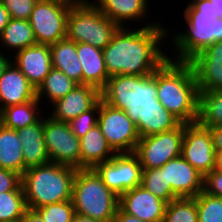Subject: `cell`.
<instances>
[{
  "mask_svg": "<svg viewBox=\"0 0 222 222\" xmlns=\"http://www.w3.org/2000/svg\"><path fill=\"white\" fill-rule=\"evenodd\" d=\"M101 100L125 111L140 138L173 130L181 124L157 100V70L144 76L110 77L101 90Z\"/></svg>",
  "mask_w": 222,
  "mask_h": 222,
  "instance_id": "obj_1",
  "label": "cell"
},
{
  "mask_svg": "<svg viewBox=\"0 0 222 222\" xmlns=\"http://www.w3.org/2000/svg\"><path fill=\"white\" fill-rule=\"evenodd\" d=\"M166 26L120 27L103 49L108 76L153 74L168 59Z\"/></svg>",
  "mask_w": 222,
  "mask_h": 222,
  "instance_id": "obj_2",
  "label": "cell"
},
{
  "mask_svg": "<svg viewBox=\"0 0 222 222\" xmlns=\"http://www.w3.org/2000/svg\"><path fill=\"white\" fill-rule=\"evenodd\" d=\"M186 4L185 9H181L185 28L183 24L179 25L182 28L167 27L168 59L178 62H189L209 45L222 41V20L212 3L209 0H190Z\"/></svg>",
  "mask_w": 222,
  "mask_h": 222,
  "instance_id": "obj_3",
  "label": "cell"
},
{
  "mask_svg": "<svg viewBox=\"0 0 222 222\" xmlns=\"http://www.w3.org/2000/svg\"><path fill=\"white\" fill-rule=\"evenodd\" d=\"M157 100L181 123L197 122L199 91L189 62L167 59L157 69Z\"/></svg>",
  "mask_w": 222,
  "mask_h": 222,
  "instance_id": "obj_4",
  "label": "cell"
},
{
  "mask_svg": "<svg viewBox=\"0 0 222 222\" xmlns=\"http://www.w3.org/2000/svg\"><path fill=\"white\" fill-rule=\"evenodd\" d=\"M77 169L49 162L25 170L21 176L25 203L29 209L71 200Z\"/></svg>",
  "mask_w": 222,
  "mask_h": 222,
  "instance_id": "obj_5",
  "label": "cell"
},
{
  "mask_svg": "<svg viewBox=\"0 0 222 222\" xmlns=\"http://www.w3.org/2000/svg\"><path fill=\"white\" fill-rule=\"evenodd\" d=\"M71 202L79 215L114 222L119 196L102 182L93 168L78 169L73 179Z\"/></svg>",
  "mask_w": 222,
  "mask_h": 222,
  "instance_id": "obj_6",
  "label": "cell"
},
{
  "mask_svg": "<svg viewBox=\"0 0 222 222\" xmlns=\"http://www.w3.org/2000/svg\"><path fill=\"white\" fill-rule=\"evenodd\" d=\"M120 26L105 16L90 0L71 6L67 17L66 38L104 49Z\"/></svg>",
  "mask_w": 222,
  "mask_h": 222,
  "instance_id": "obj_7",
  "label": "cell"
},
{
  "mask_svg": "<svg viewBox=\"0 0 222 222\" xmlns=\"http://www.w3.org/2000/svg\"><path fill=\"white\" fill-rule=\"evenodd\" d=\"M97 125L116 154L134 153L140 137L135 123L125 111L100 100Z\"/></svg>",
  "mask_w": 222,
  "mask_h": 222,
  "instance_id": "obj_8",
  "label": "cell"
},
{
  "mask_svg": "<svg viewBox=\"0 0 222 222\" xmlns=\"http://www.w3.org/2000/svg\"><path fill=\"white\" fill-rule=\"evenodd\" d=\"M184 124L173 130L139 139L134 154L139 158L142 170L161 168L166 162L181 156Z\"/></svg>",
  "mask_w": 222,
  "mask_h": 222,
  "instance_id": "obj_9",
  "label": "cell"
},
{
  "mask_svg": "<svg viewBox=\"0 0 222 222\" xmlns=\"http://www.w3.org/2000/svg\"><path fill=\"white\" fill-rule=\"evenodd\" d=\"M70 6L48 0H38L29 18L37 44L52 45L66 38Z\"/></svg>",
  "mask_w": 222,
  "mask_h": 222,
  "instance_id": "obj_10",
  "label": "cell"
},
{
  "mask_svg": "<svg viewBox=\"0 0 222 222\" xmlns=\"http://www.w3.org/2000/svg\"><path fill=\"white\" fill-rule=\"evenodd\" d=\"M44 141L50 162L81 169L80 139L69 123L44 115Z\"/></svg>",
  "mask_w": 222,
  "mask_h": 222,
  "instance_id": "obj_11",
  "label": "cell"
},
{
  "mask_svg": "<svg viewBox=\"0 0 222 222\" xmlns=\"http://www.w3.org/2000/svg\"><path fill=\"white\" fill-rule=\"evenodd\" d=\"M117 196L141 185L142 166L134 153L115 154L93 168Z\"/></svg>",
  "mask_w": 222,
  "mask_h": 222,
  "instance_id": "obj_12",
  "label": "cell"
},
{
  "mask_svg": "<svg viewBox=\"0 0 222 222\" xmlns=\"http://www.w3.org/2000/svg\"><path fill=\"white\" fill-rule=\"evenodd\" d=\"M181 156L204 177L215 168L216 151L208 127L184 124Z\"/></svg>",
  "mask_w": 222,
  "mask_h": 222,
  "instance_id": "obj_13",
  "label": "cell"
},
{
  "mask_svg": "<svg viewBox=\"0 0 222 222\" xmlns=\"http://www.w3.org/2000/svg\"><path fill=\"white\" fill-rule=\"evenodd\" d=\"M91 1L105 16H107L113 22L117 23L120 27H150L157 25L160 22V19H158L159 17H157L158 21L152 18L154 15L151 14L150 10H152L153 8H151L149 4H156H154V2L150 3L151 0ZM133 23H136V25H134Z\"/></svg>",
  "mask_w": 222,
  "mask_h": 222,
  "instance_id": "obj_14",
  "label": "cell"
},
{
  "mask_svg": "<svg viewBox=\"0 0 222 222\" xmlns=\"http://www.w3.org/2000/svg\"><path fill=\"white\" fill-rule=\"evenodd\" d=\"M100 100L101 91L98 88L78 84L65 97L56 100L45 111H50L46 115L52 119L68 123L83 112L93 108Z\"/></svg>",
  "mask_w": 222,
  "mask_h": 222,
  "instance_id": "obj_15",
  "label": "cell"
},
{
  "mask_svg": "<svg viewBox=\"0 0 222 222\" xmlns=\"http://www.w3.org/2000/svg\"><path fill=\"white\" fill-rule=\"evenodd\" d=\"M161 168H165L166 184L171 185L177 198H193L204 190V176L182 156L169 160Z\"/></svg>",
  "mask_w": 222,
  "mask_h": 222,
  "instance_id": "obj_16",
  "label": "cell"
},
{
  "mask_svg": "<svg viewBox=\"0 0 222 222\" xmlns=\"http://www.w3.org/2000/svg\"><path fill=\"white\" fill-rule=\"evenodd\" d=\"M167 204L139 185L119 196L118 207L144 222H163Z\"/></svg>",
  "mask_w": 222,
  "mask_h": 222,
  "instance_id": "obj_17",
  "label": "cell"
},
{
  "mask_svg": "<svg viewBox=\"0 0 222 222\" xmlns=\"http://www.w3.org/2000/svg\"><path fill=\"white\" fill-rule=\"evenodd\" d=\"M189 63L194 70L199 93L222 89V41L209 45Z\"/></svg>",
  "mask_w": 222,
  "mask_h": 222,
  "instance_id": "obj_18",
  "label": "cell"
},
{
  "mask_svg": "<svg viewBox=\"0 0 222 222\" xmlns=\"http://www.w3.org/2000/svg\"><path fill=\"white\" fill-rule=\"evenodd\" d=\"M12 62L36 88L44 82L52 67L51 48L49 45L35 44L19 50L12 56Z\"/></svg>",
  "mask_w": 222,
  "mask_h": 222,
  "instance_id": "obj_19",
  "label": "cell"
},
{
  "mask_svg": "<svg viewBox=\"0 0 222 222\" xmlns=\"http://www.w3.org/2000/svg\"><path fill=\"white\" fill-rule=\"evenodd\" d=\"M37 99L36 88L11 62L0 78V110Z\"/></svg>",
  "mask_w": 222,
  "mask_h": 222,
  "instance_id": "obj_20",
  "label": "cell"
},
{
  "mask_svg": "<svg viewBox=\"0 0 222 222\" xmlns=\"http://www.w3.org/2000/svg\"><path fill=\"white\" fill-rule=\"evenodd\" d=\"M16 131L22 146L24 172L50 162L44 141V116L37 123Z\"/></svg>",
  "mask_w": 222,
  "mask_h": 222,
  "instance_id": "obj_21",
  "label": "cell"
},
{
  "mask_svg": "<svg viewBox=\"0 0 222 222\" xmlns=\"http://www.w3.org/2000/svg\"><path fill=\"white\" fill-rule=\"evenodd\" d=\"M77 54L82 65V84L94 86L101 91L110 78L105 67L103 50L90 44L77 43Z\"/></svg>",
  "mask_w": 222,
  "mask_h": 222,
  "instance_id": "obj_22",
  "label": "cell"
},
{
  "mask_svg": "<svg viewBox=\"0 0 222 222\" xmlns=\"http://www.w3.org/2000/svg\"><path fill=\"white\" fill-rule=\"evenodd\" d=\"M80 139L81 169H91L111 159L116 153L107 143L98 125Z\"/></svg>",
  "mask_w": 222,
  "mask_h": 222,
  "instance_id": "obj_23",
  "label": "cell"
},
{
  "mask_svg": "<svg viewBox=\"0 0 222 222\" xmlns=\"http://www.w3.org/2000/svg\"><path fill=\"white\" fill-rule=\"evenodd\" d=\"M38 99L0 110V124L11 130H19L37 123L46 113Z\"/></svg>",
  "mask_w": 222,
  "mask_h": 222,
  "instance_id": "obj_24",
  "label": "cell"
},
{
  "mask_svg": "<svg viewBox=\"0 0 222 222\" xmlns=\"http://www.w3.org/2000/svg\"><path fill=\"white\" fill-rule=\"evenodd\" d=\"M52 67L82 84V65L77 54V43L67 38L50 45Z\"/></svg>",
  "mask_w": 222,
  "mask_h": 222,
  "instance_id": "obj_25",
  "label": "cell"
},
{
  "mask_svg": "<svg viewBox=\"0 0 222 222\" xmlns=\"http://www.w3.org/2000/svg\"><path fill=\"white\" fill-rule=\"evenodd\" d=\"M35 44L37 42L29 20L11 18L0 35V51L11 56Z\"/></svg>",
  "mask_w": 222,
  "mask_h": 222,
  "instance_id": "obj_26",
  "label": "cell"
},
{
  "mask_svg": "<svg viewBox=\"0 0 222 222\" xmlns=\"http://www.w3.org/2000/svg\"><path fill=\"white\" fill-rule=\"evenodd\" d=\"M0 167L21 175L24 173V161L21 141L16 130L0 124Z\"/></svg>",
  "mask_w": 222,
  "mask_h": 222,
  "instance_id": "obj_27",
  "label": "cell"
},
{
  "mask_svg": "<svg viewBox=\"0 0 222 222\" xmlns=\"http://www.w3.org/2000/svg\"><path fill=\"white\" fill-rule=\"evenodd\" d=\"M77 85V82L69 78L62 71L52 68L50 73L45 77L44 82L37 89V99L41 104L44 102V108L49 107L56 100L65 97Z\"/></svg>",
  "mask_w": 222,
  "mask_h": 222,
  "instance_id": "obj_28",
  "label": "cell"
},
{
  "mask_svg": "<svg viewBox=\"0 0 222 222\" xmlns=\"http://www.w3.org/2000/svg\"><path fill=\"white\" fill-rule=\"evenodd\" d=\"M197 122L204 127L222 126V89L199 93Z\"/></svg>",
  "mask_w": 222,
  "mask_h": 222,
  "instance_id": "obj_29",
  "label": "cell"
},
{
  "mask_svg": "<svg viewBox=\"0 0 222 222\" xmlns=\"http://www.w3.org/2000/svg\"><path fill=\"white\" fill-rule=\"evenodd\" d=\"M141 186L154 196L169 203L177 199L170 184H166L165 168H151L142 171Z\"/></svg>",
  "mask_w": 222,
  "mask_h": 222,
  "instance_id": "obj_30",
  "label": "cell"
},
{
  "mask_svg": "<svg viewBox=\"0 0 222 222\" xmlns=\"http://www.w3.org/2000/svg\"><path fill=\"white\" fill-rule=\"evenodd\" d=\"M26 209L24 191L0 193V222L20 220Z\"/></svg>",
  "mask_w": 222,
  "mask_h": 222,
  "instance_id": "obj_31",
  "label": "cell"
},
{
  "mask_svg": "<svg viewBox=\"0 0 222 222\" xmlns=\"http://www.w3.org/2000/svg\"><path fill=\"white\" fill-rule=\"evenodd\" d=\"M163 222H198L196 197L177 198L169 202Z\"/></svg>",
  "mask_w": 222,
  "mask_h": 222,
  "instance_id": "obj_32",
  "label": "cell"
},
{
  "mask_svg": "<svg viewBox=\"0 0 222 222\" xmlns=\"http://www.w3.org/2000/svg\"><path fill=\"white\" fill-rule=\"evenodd\" d=\"M198 222H222V198L204 190L196 196Z\"/></svg>",
  "mask_w": 222,
  "mask_h": 222,
  "instance_id": "obj_33",
  "label": "cell"
},
{
  "mask_svg": "<svg viewBox=\"0 0 222 222\" xmlns=\"http://www.w3.org/2000/svg\"><path fill=\"white\" fill-rule=\"evenodd\" d=\"M35 210L44 222H71L75 215L71 200L47 204Z\"/></svg>",
  "mask_w": 222,
  "mask_h": 222,
  "instance_id": "obj_34",
  "label": "cell"
},
{
  "mask_svg": "<svg viewBox=\"0 0 222 222\" xmlns=\"http://www.w3.org/2000/svg\"><path fill=\"white\" fill-rule=\"evenodd\" d=\"M99 109L100 101L93 108L83 112L68 122L71 130L77 136V138L85 136L91 128L97 125Z\"/></svg>",
  "mask_w": 222,
  "mask_h": 222,
  "instance_id": "obj_35",
  "label": "cell"
},
{
  "mask_svg": "<svg viewBox=\"0 0 222 222\" xmlns=\"http://www.w3.org/2000/svg\"><path fill=\"white\" fill-rule=\"evenodd\" d=\"M38 0H0L8 10L10 18L29 20Z\"/></svg>",
  "mask_w": 222,
  "mask_h": 222,
  "instance_id": "obj_36",
  "label": "cell"
},
{
  "mask_svg": "<svg viewBox=\"0 0 222 222\" xmlns=\"http://www.w3.org/2000/svg\"><path fill=\"white\" fill-rule=\"evenodd\" d=\"M8 191H23L21 175L0 167V193Z\"/></svg>",
  "mask_w": 222,
  "mask_h": 222,
  "instance_id": "obj_37",
  "label": "cell"
},
{
  "mask_svg": "<svg viewBox=\"0 0 222 222\" xmlns=\"http://www.w3.org/2000/svg\"><path fill=\"white\" fill-rule=\"evenodd\" d=\"M204 191L222 198V171L213 169L204 177Z\"/></svg>",
  "mask_w": 222,
  "mask_h": 222,
  "instance_id": "obj_38",
  "label": "cell"
},
{
  "mask_svg": "<svg viewBox=\"0 0 222 222\" xmlns=\"http://www.w3.org/2000/svg\"><path fill=\"white\" fill-rule=\"evenodd\" d=\"M213 139L214 150L222 151V126L208 127Z\"/></svg>",
  "mask_w": 222,
  "mask_h": 222,
  "instance_id": "obj_39",
  "label": "cell"
},
{
  "mask_svg": "<svg viewBox=\"0 0 222 222\" xmlns=\"http://www.w3.org/2000/svg\"><path fill=\"white\" fill-rule=\"evenodd\" d=\"M114 222H144V221L138 219L135 216L128 215L118 207L115 214Z\"/></svg>",
  "mask_w": 222,
  "mask_h": 222,
  "instance_id": "obj_40",
  "label": "cell"
},
{
  "mask_svg": "<svg viewBox=\"0 0 222 222\" xmlns=\"http://www.w3.org/2000/svg\"><path fill=\"white\" fill-rule=\"evenodd\" d=\"M22 222H44L40 214L34 210L27 208L24 212Z\"/></svg>",
  "mask_w": 222,
  "mask_h": 222,
  "instance_id": "obj_41",
  "label": "cell"
},
{
  "mask_svg": "<svg viewBox=\"0 0 222 222\" xmlns=\"http://www.w3.org/2000/svg\"><path fill=\"white\" fill-rule=\"evenodd\" d=\"M10 14L4 5L0 2V35L3 32V29L6 27L10 21Z\"/></svg>",
  "mask_w": 222,
  "mask_h": 222,
  "instance_id": "obj_42",
  "label": "cell"
},
{
  "mask_svg": "<svg viewBox=\"0 0 222 222\" xmlns=\"http://www.w3.org/2000/svg\"><path fill=\"white\" fill-rule=\"evenodd\" d=\"M11 62H12V56L0 51V78L3 75L5 69L8 67V65Z\"/></svg>",
  "mask_w": 222,
  "mask_h": 222,
  "instance_id": "obj_43",
  "label": "cell"
},
{
  "mask_svg": "<svg viewBox=\"0 0 222 222\" xmlns=\"http://www.w3.org/2000/svg\"><path fill=\"white\" fill-rule=\"evenodd\" d=\"M71 222H100V221L75 213Z\"/></svg>",
  "mask_w": 222,
  "mask_h": 222,
  "instance_id": "obj_44",
  "label": "cell"
},
{
  "mask_svg": "<svg viewBox=\"0 0 222 222\" xmlns=\"http://www.w3.org/2000/svg\"><path fill=\"white\" fill-rule=\"evenodd\" d=\"M218 13V18L222 17V0H209Z\"/></svg>",
  "mask_w": 222,
  "mask_h": 222,
  "instance_id": "obj_45",
  "label": "cell"
},
{
  "mask_svg": "<svg viewBox=\"0 0 222 222\" xmlns=\"http://www.w3.org/2000/svg\"><path fill=\"white\" fill-rule=\"evenodd\" d=\"M215 170L222 171V151L216 152Z\"/></svg>",
  "mask_w": 222,
  "mask_h": 222,
  "instance_id": "obj_46",
  "label": "cell"
},
{
  "mask_svg": "<svg viewBox=\"0 0 222 222\" xmlns=\"http://www.w3.org/2000/svg\"><path fill=\"white\" fill-rule=\"evenodd\" d=\"M48 1L60 2L71 7L83 3L85 0H48Z\"/></svg>",
  "mask_w": 222,
  "mask_h": 222,
  "instance_id": "obj_47",
  "label": "cell"
},
{
  "mask_svg": "<svg viewBox=\"0 0 222 222\" xmlns=\"http://www.w3.org/2000/svg\"><path fill=\"white\" fill-rule=\"evenodd\" d=\"M10 222H22V219H20V220H15V221H10Z\"/></svg>",
  "mask_w": 222,
  "mask_h": 222,
  "instance_id": "obj_48",
  "label": "cell"
}]
</instances>
